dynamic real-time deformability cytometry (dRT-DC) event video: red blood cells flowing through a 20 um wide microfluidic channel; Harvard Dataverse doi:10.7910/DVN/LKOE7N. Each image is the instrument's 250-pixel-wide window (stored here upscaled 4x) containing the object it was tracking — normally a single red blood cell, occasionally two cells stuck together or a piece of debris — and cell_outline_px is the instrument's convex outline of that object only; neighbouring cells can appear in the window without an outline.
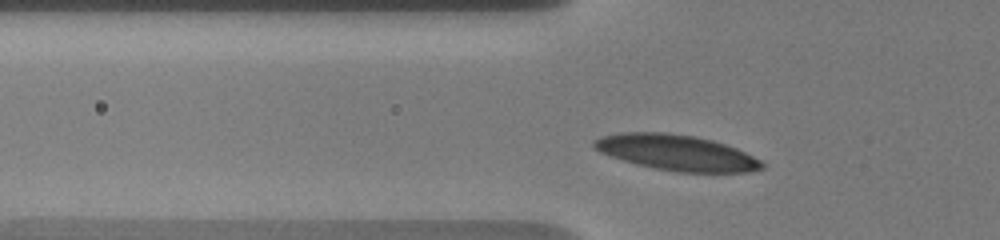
{"species": "human", "species_latin": "Homo sapiens", "temperature_condition": "warm", "stored_images_in_passage": 44, "camera_frame_rate_fps": 3000, "um_per_image_px": 0.085, "donor": {"sex": "male"}, "frame": {"image": 1, "passage_image": 7, "time_ms": 2.0, "image_size_px": [1000, 240], "cell_outline_px": [[764, 168], [748, 172], [676, 172], [636, 164], [600, 152], [592, 148], [592, 140], [600, 136], [620, 132], [668, 132], [692, 136], [712, 140], [736, 148], [760, 160], [764, 164]], "centroid_in_image_um": [57.46, 12.96], "position_along_channel_um": 68.3, "area_um2": 34.8}}
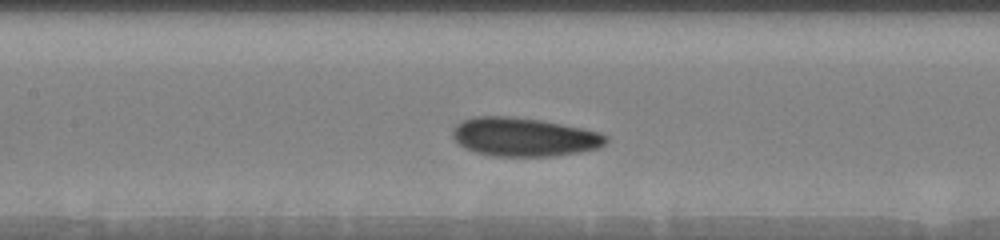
{"frame": {"image": 2, "passage_image": 15, "time_ms": 4.667, "image_size_px": [1000, 240], "cell_outline_px": [[608, 140], [600, 148], [580, 152], [552, 156], [492, 156], [476, 152], [464, 148], [452, 136], [452, 128], [456, 124], [464, 120], [476, 116], [512, 116], [540, 120], [584, 128], [600, 132], [608, 136]], "centroid_in_image_um": [44.56, 11.64], "position_along_channel_um": 162.8, "area_um2": 34.74}}
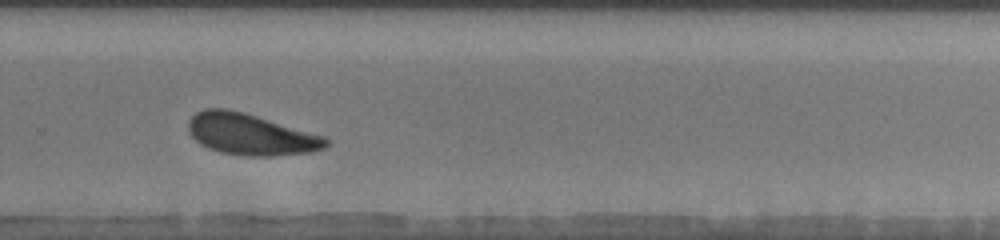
{"frame": {"image": 3, "passage_image": 27, "time_ms": 8.667, "image_size_px": [1000, 240], "cell_outline_px": [[332, 140], [324, 148], [312, 152], [272, 156], [244, 156], [220, 152], [208, 148], [200, 144], [188, 132], [188, 120], [196, 112], [204, 108], [228, 108], [244, 112], [324, 136]], "centroid_in_image_um": [21.29, 11.42], "position_along_channel_um": 308.5, "area_um2": 33.35}}